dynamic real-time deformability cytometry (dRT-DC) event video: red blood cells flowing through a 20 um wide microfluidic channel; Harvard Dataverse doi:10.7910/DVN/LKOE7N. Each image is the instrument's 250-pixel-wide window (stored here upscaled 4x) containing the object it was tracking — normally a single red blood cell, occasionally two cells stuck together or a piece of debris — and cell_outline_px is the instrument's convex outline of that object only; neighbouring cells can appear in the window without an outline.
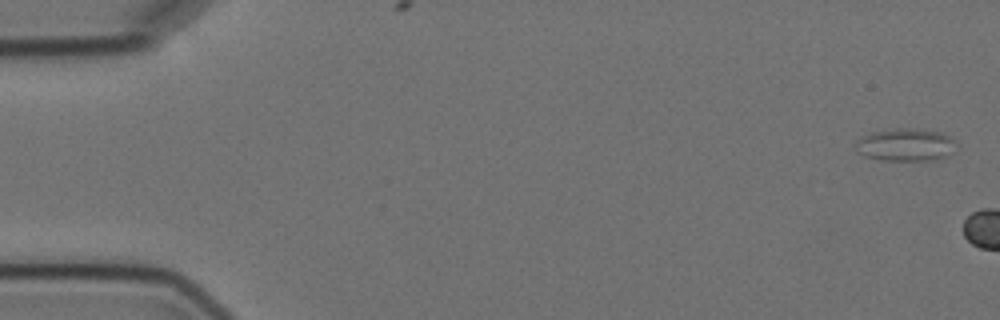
{"species": "Egyptian fruit bat (a non-hibernating species)", "species_latin": "Rousettus aegyptiacus", "temperature_condition": "cold", "stored_images_in_passage": 8, "camera_frame_rate_fps": 3000, "um_per_image_px": 0.085, "animal": {"sex": "female"}, "frame": {"image": 1, "passage_image": 1, "time_ms": 0.0, "image_size_px": [1000, 320], "cell_outline_px": [[956, 140], [952, 152], [948, 156], [940, 160], [880, 160], [864, 156], [856, 152], [856, 140], [860, 136], [872, 132], [896, 128], [912, 128], [940, 132]], "centroid_in_image_um": [76.95, 12.31], "position_along_channel_um": 8.0, "area_um2": 19.36}}
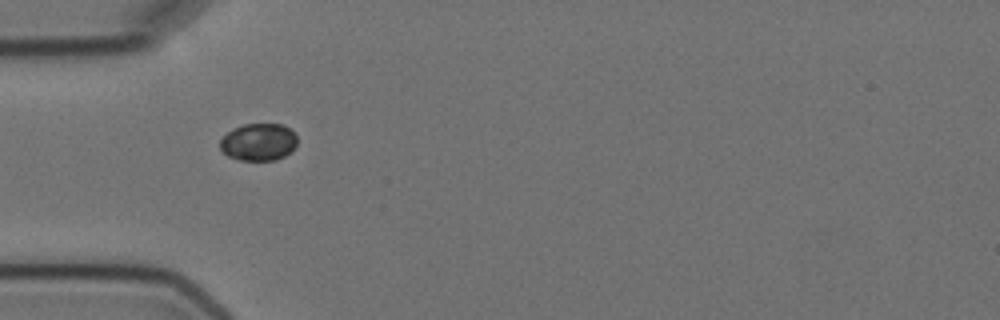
{"frame": {"image": 2, "passage_image": 7, "time_ms": 8.667, "image_size_px": [1000, 320], "cell_outline_px": [[296, 144], [292, 152], [276, 160], [240, 160], [228, 156], [220, 148], [220, 140], [232, 128], [244, 124], [284, 124], [296, 136]], "centroid_in_image_um": [21.98, 12.07], "position_along_channel_um": 63.0, "area_um2": 16.76}}
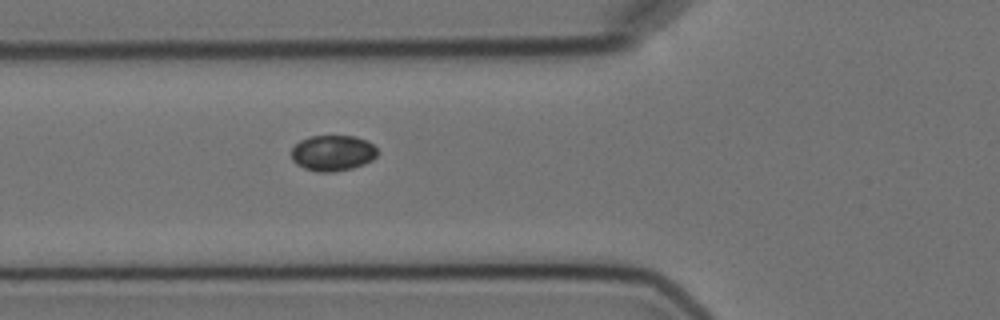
{"frame": {"image": 3, "passage_image": 8, "time_ms": 9.667, "image_size_px": [1000, 320], "cell_outline_px": [[376, 156], [372, 160], [364, 164], [352, 168], [332, 172], [316, 172], [304, 168], [296, 164], [292, 160], [292, 148], [300, 140], [308, 136], [356, 136], [372, 144], [376, 148]], "centroid_in_image_um": [28.25, 13.01], "position_along_channel_um": 97.5, "area_um2": 17.92}}